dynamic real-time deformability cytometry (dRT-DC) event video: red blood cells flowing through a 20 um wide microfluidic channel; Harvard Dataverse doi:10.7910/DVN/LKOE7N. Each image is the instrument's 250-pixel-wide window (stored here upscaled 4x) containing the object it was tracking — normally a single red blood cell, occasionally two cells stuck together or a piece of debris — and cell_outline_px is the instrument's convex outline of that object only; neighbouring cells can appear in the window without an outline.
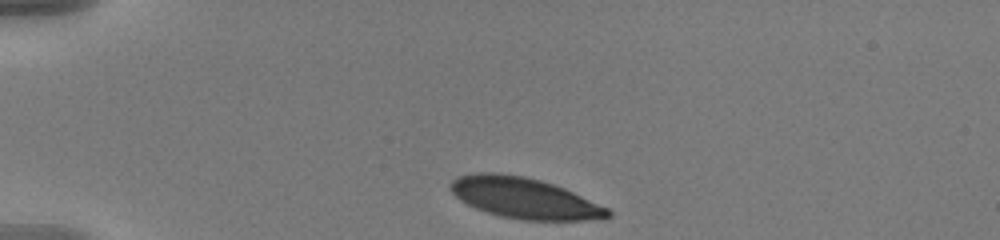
{"species": "human", "species_latin": "Homo sapiens", "temperature_condition": "warm", "stored_images_in_passage": 39, "camera_frame_rate_fps": 3000, "um_per_image_px": 0.085, "donor": {"sex": "male"}, "frame": {"image": 1, "passage_image": 1, "time_ms": 0.0, "image_size_px": [1000, 240], "cell_outline_px": [[612, 216], [604, 220], [520, 220], [500, 216], [476, 208], [460, 200], [448, 188], [452, 180], [460, 176], [476, 172], [496, 172], [524, 176], [540, 180], [564, 188], [608, 208], [612, 212]], "centroid_in_image_um": [44.59, 16.84], "position_along_channel_um": 40.4, "area_um2": 37.51}}
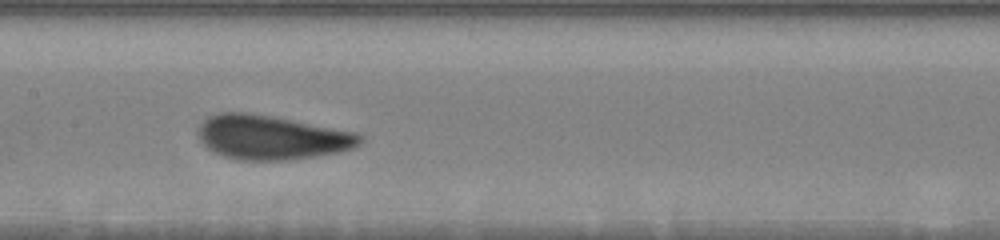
{"frame": {"image": 2, "passage_image": 17, "time_ms": 5.333, "image_size_px": [1000, 240], "cell_outline_px": [[364, 140], [360, 144], [352, 148], [336, 152], [316, 156], [288, 160], [240, 160], [224, 156], [208, 148], [200, 140], [196, 132], [200, 124], [208, 116], [220, 112], [248, 112], [272, 116], [356, 132], [364, 136]], "centroid_in_image_um": [23.07, 11.67], "position_along_channel_um": 184.3, "area_um2": 41.73}}
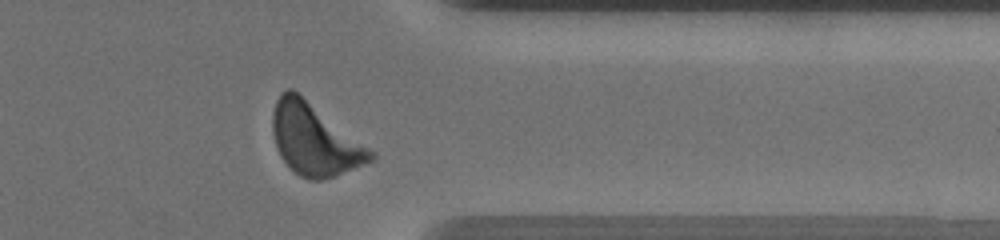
{"frame": {"image": 3, "passage_image": 34, "time_ms": 11.0, "image_size_px": [1000, 240], "cell_outline_px": [[376, 160], [336, 176], [320, 180], [308, 180], [300, 176], [280, 156], [276, 148], [272, 132], [272, 112], [276, 100], [280, 92], [288, 88], [292, 88], [376, 152]], "centroid_in_image_um": [26.75, 11.87], "position_along_channel_um": 384.6, "area_um2": 41.04}, "authors_computed_cell_mechanics": {"area_um2": 40.4022, "velocity_mm_per_s": 3.6064, "shape_relaxation_time_tau1_ms": 3.3319, "shape_relaxation_time_tau2_ms": 0.8211, "deformation_change_tau1": 0.1453, "deformation_change_tau2": 0.0561}}